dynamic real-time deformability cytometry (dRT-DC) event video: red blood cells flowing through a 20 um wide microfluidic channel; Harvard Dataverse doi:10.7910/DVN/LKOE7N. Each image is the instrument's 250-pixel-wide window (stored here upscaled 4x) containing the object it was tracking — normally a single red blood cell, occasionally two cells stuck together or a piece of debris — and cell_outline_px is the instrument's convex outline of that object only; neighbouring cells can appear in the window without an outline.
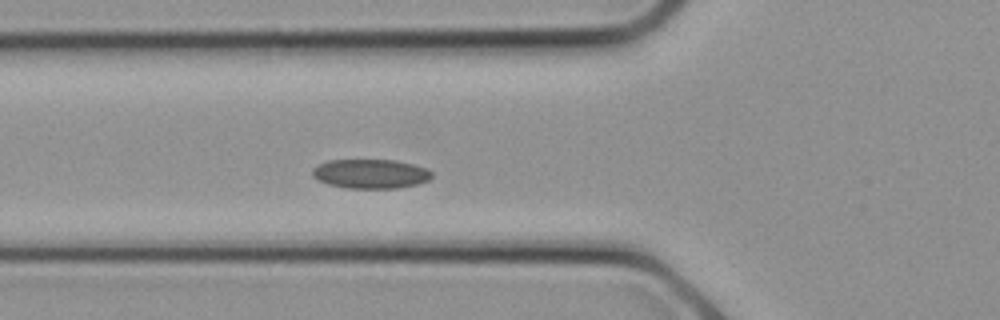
{"species": "common noctule bat (a hibernating species)", "species_latin": "Nyctalus noctula", "temperature_condition": "cold", "stored_images_in_passage": 10, "camera_frame_rate_fps": 3000, "um_per_image_px": 0.085, "animal": {"sex": "female", "body_mass_g": 21.9}, "frame": {"image": 1, "passage_image": 5, "time_ms": 1.333, "image_size_px": [1000, 320], "cell_outline_px": [[432, 176], [428, 180], [416, 184], [396, 188], [348, 188], [328, 184], [312, 176], [312, 168], [316, 164], [328, 160], [396, 160], [428, 168], [432, 172]], "centroid_in_image_um": [31.48, 14.76], "position_along_channel_um": 94.3, "area_um2": 20.4}}
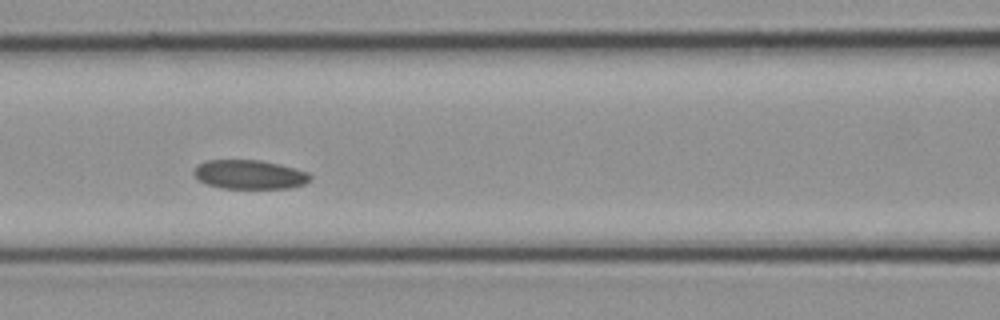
{"frame": {"image": 2, "passage_image": 7, "time_ms": 2.0, "image_size_px": [1000, 320], "cell_outline_px": [[312, 180], [304, 184], [292, 188], [220, 188], [208, 184], [200, 180], [192, 172], [196, 164], [204, 160], [260, 160], [280, 164], [308, 172], [312, 176]], "centroid_in_image_um": [21.22, 14.83], "position_along_channel_um": 145.4, "area_um2": 19.88}}
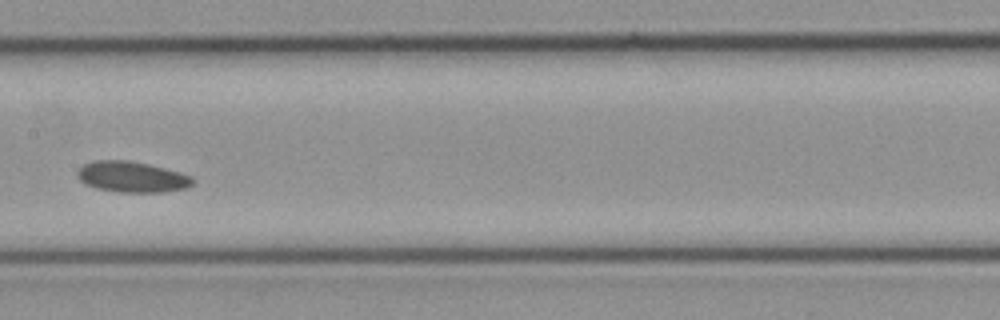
{"frame": {"image": 3, "passage_image": 9, "time_ms": 2.667, "image_size_px": [1000, 320], "cell_outline_px": [[196, 180], [188, 188], [164, 192], [120, 192], [96, 188], [84, 184], [76, 176], [80, 168], [84, 164], [96, 160], [128, 160], [148, 164], [180, 172], [192, 176]], "centroid_in_image_um": [11.24, 15.04], "position_along_channel_um": 196.2, "area_um2": 20.81}}